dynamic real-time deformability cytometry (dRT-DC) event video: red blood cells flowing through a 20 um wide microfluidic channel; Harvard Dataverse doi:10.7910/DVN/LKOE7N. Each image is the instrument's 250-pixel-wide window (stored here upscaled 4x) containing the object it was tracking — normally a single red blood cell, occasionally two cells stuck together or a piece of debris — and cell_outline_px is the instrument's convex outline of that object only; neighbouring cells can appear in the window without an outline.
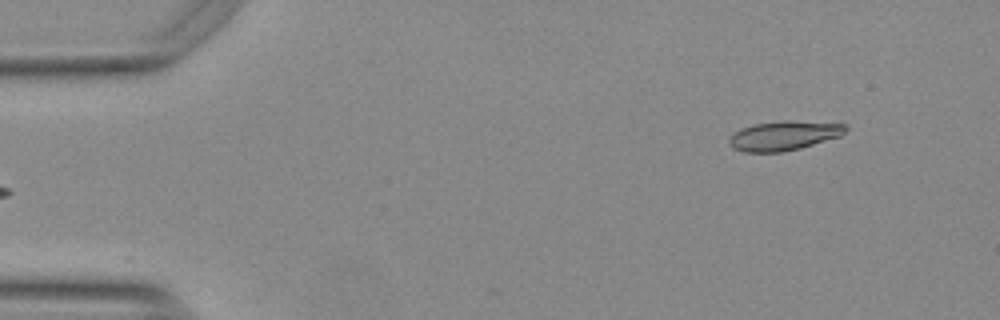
{"species": "Egyptian fruit bat (a non-hibernating species)", "species_latin": "Rousettus aegyptiacus", "temperature_condition": "warm", "stored_images_in_passage": 11, "camera_frame_rate_fps": 3000, "um_per_image_px": 0.085, "animal": {"sex": "female"}, "frame": {"image": 1, "passage_image": 1, "time_ms": 0.0, "image_size_px": [1000, 320], "cell_outline_px": [[848, 128], [840, 136], [800, 148], [784, 152], [744, 152], [732, 148], [728, 144], [728, 140], [740, 128], [752, 124], [780, 120], [788, 120], [848, 124]], "centroid_in_image_um": [66.61, 11.52], "position_along_channel_um": 18.4, "area_um2": 20.11}}